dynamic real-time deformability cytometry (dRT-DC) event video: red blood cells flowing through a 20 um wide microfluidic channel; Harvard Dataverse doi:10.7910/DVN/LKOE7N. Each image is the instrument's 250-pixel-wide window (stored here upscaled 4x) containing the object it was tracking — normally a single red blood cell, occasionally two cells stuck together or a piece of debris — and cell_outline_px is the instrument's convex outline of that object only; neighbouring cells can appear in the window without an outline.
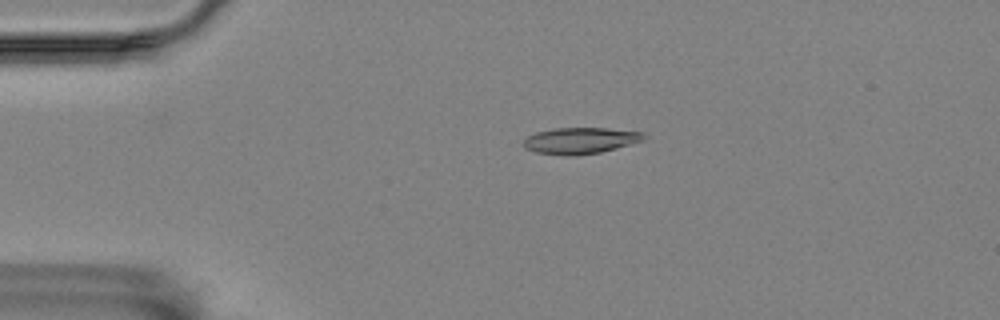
{"species": "Egyptian fruit bat (a non-hibernating species)", "species_latin": "Rousettus aegyptiacus", "temperature_condition": "room temperature", "stored_images_in_passage": 2, "camera_frame_rate_fps": 3000, "um_per_image_px": 0.085, "animal": {"sex": "female"}, "frame": {"image": 1, "passage_image": 1, "time_ms": 0.0, "image_size_px": [1000, 320], "cell_outline_px": [[644, 140], [600, 152], [576, 156], [568, 156], [536, 152], [524, 148], [524, 140], [528, 136], [536, 132], [552, 128], [608, 128], [644, 132]], "centroid_in_image_um": [49.31, 11.95], "position_along_channel_um": 35.7, "area_um2": 18.38}}